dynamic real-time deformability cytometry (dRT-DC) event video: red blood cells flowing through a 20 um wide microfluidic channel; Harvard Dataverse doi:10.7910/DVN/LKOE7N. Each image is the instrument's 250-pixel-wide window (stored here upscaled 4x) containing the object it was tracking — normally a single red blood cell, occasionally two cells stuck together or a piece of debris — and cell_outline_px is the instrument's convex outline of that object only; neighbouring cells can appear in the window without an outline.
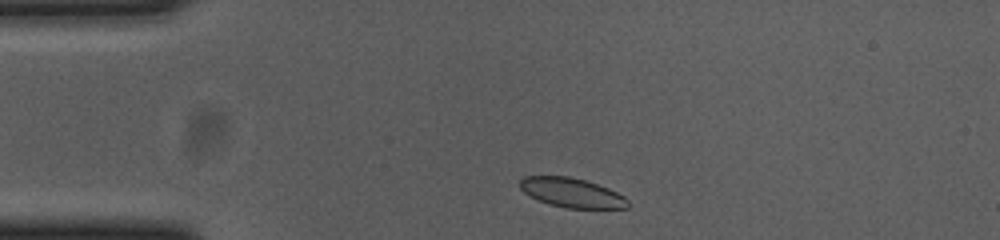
{"species": "common noctule bat (a hibernating species)", "species_latin": "Nyctalus noctula", "temperature_condition": "cold", "stored_images_in_passage": 41, "camera_frame_rate_fps": 3000, "um_per_image_px": 0.085, "animal": {"sex": "female", "body_mass_g": 23.0, "forearm_length_mm": 53.4}, "frame": {"image": 1, "passage_image": 2, "time_ms": 0.333, "image_size_px": [1000, 240], "cell_outline_px": [[628, 208], [568, 208], [548, 204], [524, 192], [520, 188], [520, 180], [524, 176], [568, 176], [584, 180], [608, 188], [624, 196], [628, 200]], "centroid_in_image_um": [48.6, 16.38], "position_along_channel_um": 36.4, "area_um2": 18.26}}
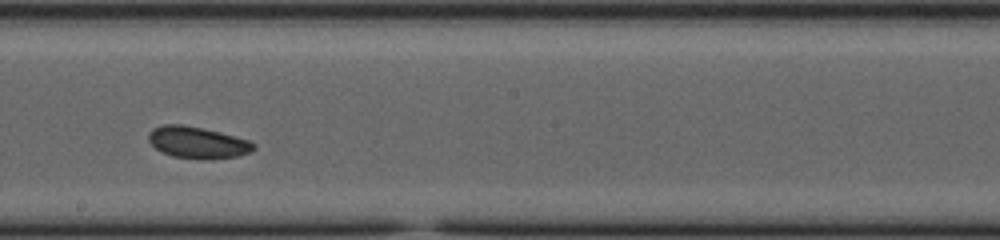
{"frame": {"image": 2, "passage_image": 21, "time_ms": 6.667, "image_size_px": [1000, 240], "cell_outline_px": [[256, 148], [248, 152], [236, 156], [212, 160], [208, 160], [172, 156], [160, 152], [148, 140], [148, 132], [152, 128], [164, 124], [180, 124], [220, 132], [248, 140], [256, 144]], "centroid_in_image_um": [16.76, 12.12], "position_along_channel_um": 231.4, "area_um2": 19.42}}
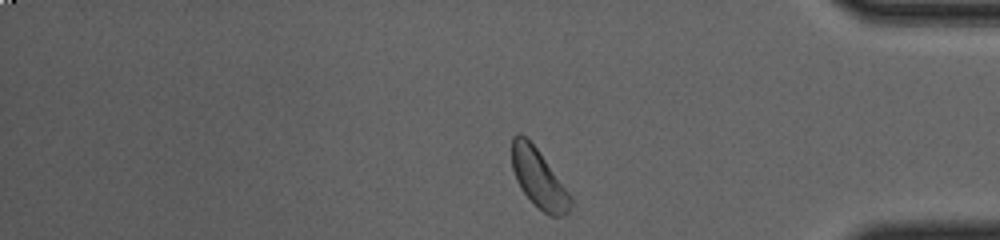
{"frame": {"image": 3, "passage_image": 36, "time_ms": 11.667, "image_size_px": [1000, 240], "cell_outline_px": [[572, 204], [568, 212], [564, 216], [548, 216], [520, 188], [516, 180], [512, 168], [512, 136], [516, 132], [520, 132], [536, 148], [568, 192], [572, 200]], "centroid_in_image_um": [45.76, 15.16], "position_along_channel_um": 389.4, "area_um2": 19.54}, "authors_computed_cell_mechanics": {"area_um2": 19.1896, "velocity_mm_per_s": 3.6323, "shape_relaxation_time_tau1_ms": null, "shape_relaxation_time_tau2_ms": 2.9582, "deformation_change_tau1": null, "deformation_change_tau2": 0.0662}}